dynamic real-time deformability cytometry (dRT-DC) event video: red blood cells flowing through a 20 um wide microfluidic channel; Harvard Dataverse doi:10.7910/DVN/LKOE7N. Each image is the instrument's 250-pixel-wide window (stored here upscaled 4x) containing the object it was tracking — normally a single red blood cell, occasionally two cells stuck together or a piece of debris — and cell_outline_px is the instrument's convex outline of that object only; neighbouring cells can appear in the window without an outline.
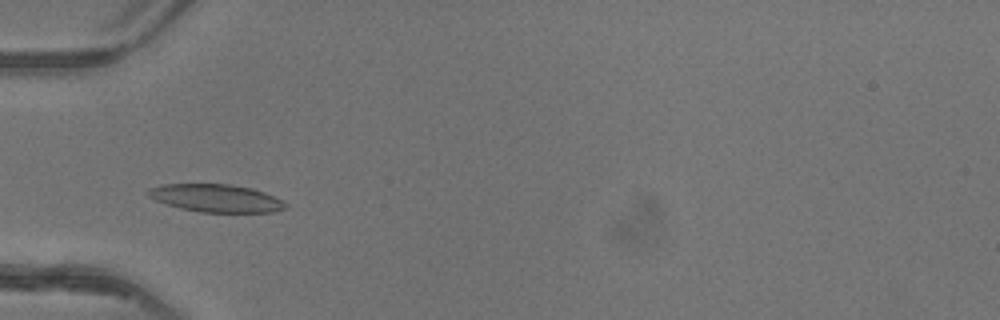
{"species": "common noctule bat (a hibernating species)", "species_latin": "Nyctalus noctula", "temperature_condition": "warm", "stored_images_in_passage": 46, "camera_frame_rate_fps": 3000, "um_per_image_px": 0.085, "animal": {"sex": "female"}, "frame": {"image": 1, "passage_image": 12, "time_ms": 3.667, "image_size_px": [1000, 320], "cell_outline_px": [[288, 208], [272, 212], [200, 212], [180, 208], [156, 200], [148, 196], [148, 188], [160, 184], [228, 184], [252, 188], [264, 192], [284, 200], [288, 204]], "centroid_in_image_um": [18.4, 16.84], "position_along_channel_um": 66.6, "area_um2": 22.31}}
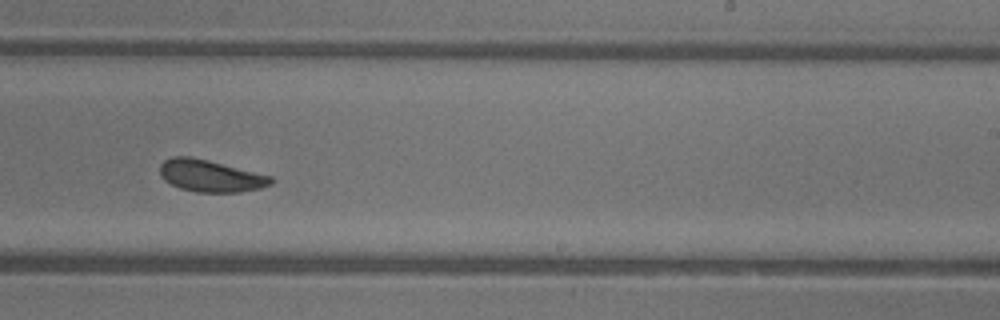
{"frame": {"image": 2, "passage_image": 27, "time_ms": 8.667, "image_size_px": [1000, 320], "cell_outline_px": [[276, 180], [272, 184], [260, 188], [240, 192], [196, 192], [180, 188], [164, 180], [160, 176], [160, 164], [164, 160], [172, 156], [192, 156], [272, 176]], "centroid_in_image_um": [17.89, 14.94], "position_along_channel_um": 271.1, "area_um2": 20.81}}
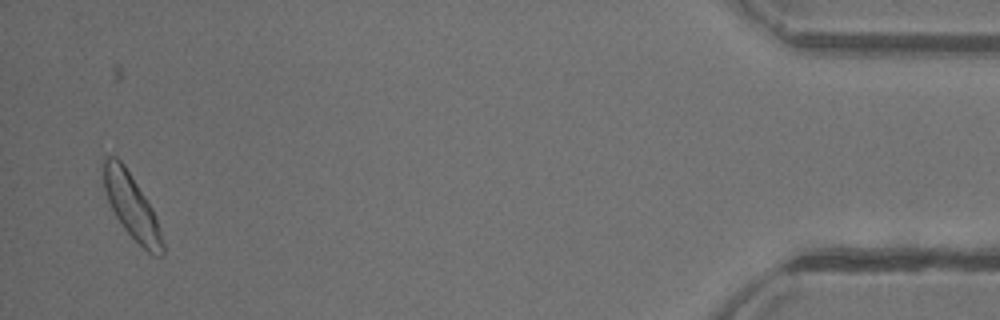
{"frame": {"image": 3, "passage_image": 44, "time_ms": 14.333, "image_size_px": [1000, 320], "cell_outline_px": [[164, 256], [152, 256], [124, 228], [116, 216], [108, 200], [104, 188], [104, 156], [116, 156], [124, 164], [152, 208], [160, 228], [164, 244]], "centroid_in_image_um": [11.22, 17.56], "position_along_channel_um": 424.0, "area_um2": 21.79}, "authors_computed_cell_mechanics": {"area_um2": 21.1837, "velocity_mm_per_s": 4.1248, "shape_relaxation_time_tau1_ms": 5.0601, "shape_relaxation_time_tau2_ms": 9.7728, "deformation_change_tau1": 0.1419, "deformation_change_tau2": 0.1877}}